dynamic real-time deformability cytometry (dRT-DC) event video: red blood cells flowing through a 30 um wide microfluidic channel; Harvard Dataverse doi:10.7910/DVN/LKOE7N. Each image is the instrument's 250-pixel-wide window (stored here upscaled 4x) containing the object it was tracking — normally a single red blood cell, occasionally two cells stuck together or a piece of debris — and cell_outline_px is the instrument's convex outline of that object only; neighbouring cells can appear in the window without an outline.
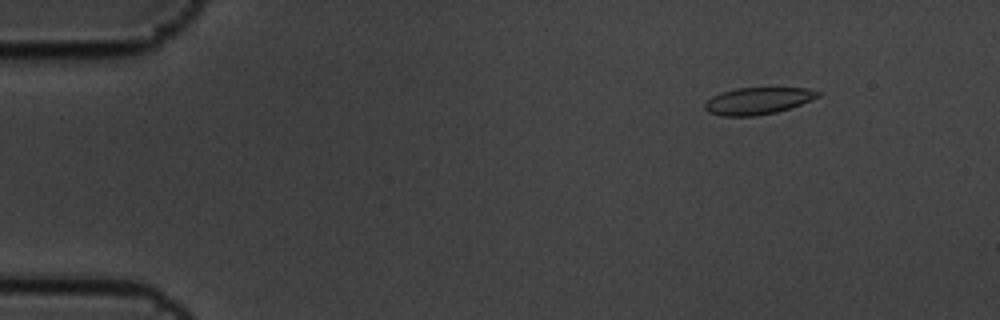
{"species": "common noctule bat (a hibernating species)", "species_latin": "Nyctalus noctula", "temperature_condition": "cold", "stored_images_in_passage": 4, "camera_frame_rate_fps": 3000, "um_per_image_px": 0.085, "animal": {"sex": "male", "body_mass_g": 19.5, "forearm_length_mm": 54.6}, "frame": {"image": 1, "passage_image": 2, "time_ms": 0.333, "image_size_px": [1000, 320], "cell_outline_px": [[820, 96], [800, 104], [776, 112], [756, 116], [720, 116], [708, 112], [704, 108], [704, 104], [712, 96], [720, 92], [736, 88], [808, 88], [820, 92]], "centroid_in_image_um": [64.37, 8.57], "position_along_channel_um": 20.6, "area_um2": 17.69}}